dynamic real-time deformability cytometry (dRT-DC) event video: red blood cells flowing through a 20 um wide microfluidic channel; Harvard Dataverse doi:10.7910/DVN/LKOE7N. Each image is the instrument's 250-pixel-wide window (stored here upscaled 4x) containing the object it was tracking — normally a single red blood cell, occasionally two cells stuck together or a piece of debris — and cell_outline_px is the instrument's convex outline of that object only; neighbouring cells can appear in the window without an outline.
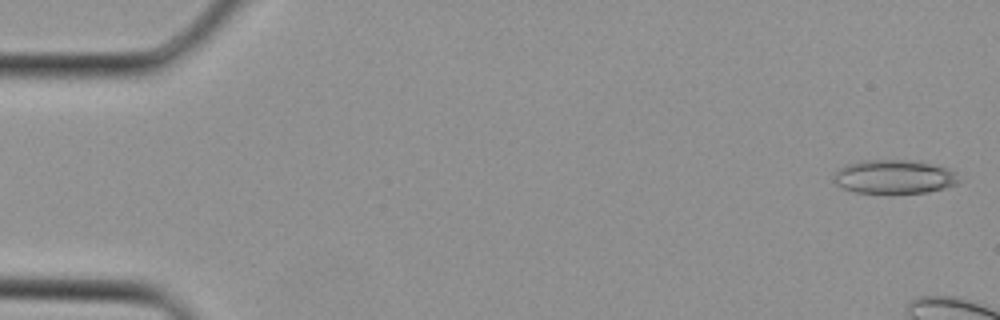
{"species": "Egyptian fruit bat (a non-hibernating species)", "species_latin": "Rousettus aegyptiacus", "temperature_condition": "cold", "stored_images_in_passage": 5, "camera_frame_rate_fps": 3000, "um_per_image_px": 0.085, "animal": {"sex": "female"}, "frame": {"image": 1, "passage_image": 1, "time_ms": 0.0, "image_size_px": [1000, 320], "cell_outline_px": [[960, 180], [956, 184], [944, 188], [928, 192], [856, 192], [844, 188], [836, 184], [832, 180], [832, 176], [840, 168], [848, 164], [860, 160], [920, 160], [948, 168], [956, 172]], "centroid_in_image_um": [76.03, 15.0], "position_along_channel_um": 9.0, "area_um2": 24.68}}
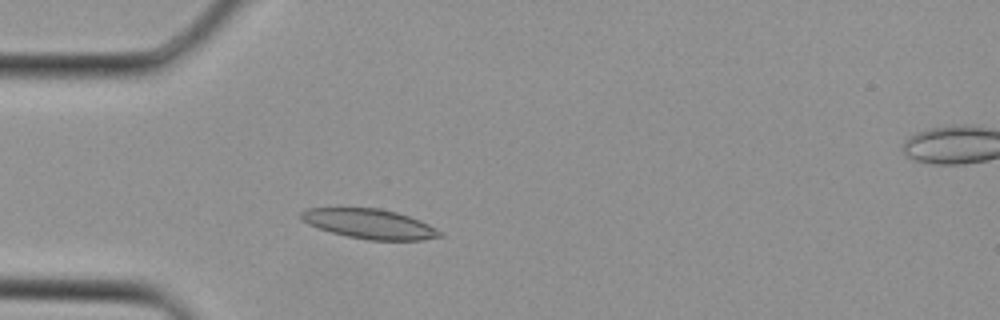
{"frame": {"image": 2, "passage_image": 4, "time_ms": 1.0, "image_size_px": [1000, 320], "cell_outline_px": [[444, 236], [420, 240], [368, 240], [348, 236], [332, 232], [308, 224], [300, 216], [300, 212], [308, 208], [380, 208], [396, 212], [408, 216], [428, 224], [444, 232]], "centroid_in_image_um": [31.45, 19.03], "position_along_channel_um": 53.5, "area_um2": 23.81}}